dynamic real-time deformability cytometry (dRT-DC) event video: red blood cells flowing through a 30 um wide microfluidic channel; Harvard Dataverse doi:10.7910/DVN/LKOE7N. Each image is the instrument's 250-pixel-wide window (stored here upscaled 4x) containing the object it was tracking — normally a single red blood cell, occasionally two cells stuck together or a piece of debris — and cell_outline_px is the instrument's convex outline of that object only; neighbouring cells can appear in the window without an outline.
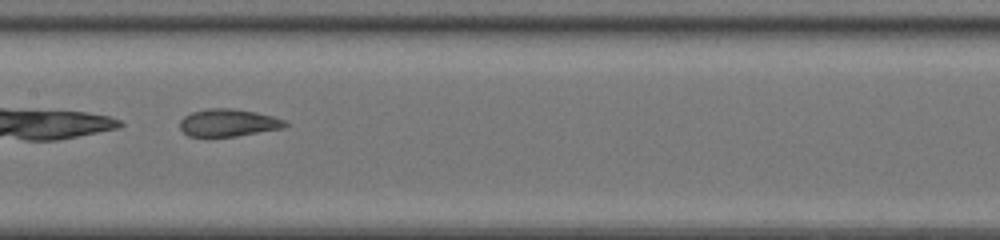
{"species": "common noctule bat (a hibernating species)", "species_latin": "Nyctalus noctula", "temperature_condition": "room temperature", "stored_images_in_passage": 47, "camera_frame_rate_fps": 3000, "um_per_image_px": 0.085, "animal": {"sex": "female", "body_mass_g": 20.0, "forearm_length_mm": 54.0}, "frame": {"image": 1, "passage_image": 27, "time_ms": 8.667, "image_size_px": [1000, 240], "cell_outline_px": [[288, 124], [284, 128], [236, 136], [188, 136], [180, 128], [180, 120], [184, 116], [192, 112], [208, 108], [232, 108], [256, 112], [272, 116], [284, 120]], "centroid_in_image_um": [19.4, 10.43], "position_along_channel_um": 188.0, "area_um2": 16.76}}
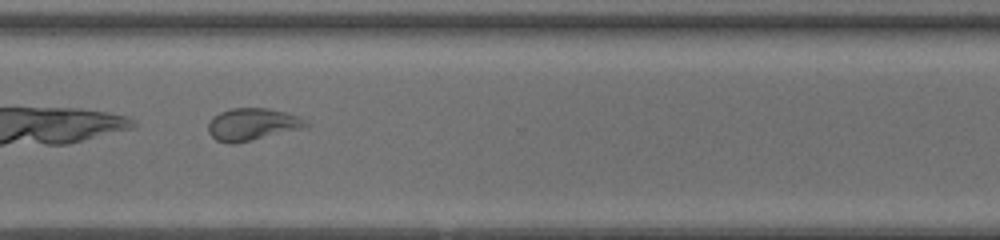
{"frame": {"image": 2, "passage_image": 38, "time_ms": 12.333, "image_size_px": [1000, 240], "cell_outline_px": [[308, 128], [232, 144], [216, 140], [208, 132], [208, 124], [212, 116], [220, 112], [232, 108], [268, 108], [300, 116], [308, 120]], "centroid_in_image_um": [21.49, 10.56], "position_along_channel_um": 349.1, "area_um2": 18.55}}